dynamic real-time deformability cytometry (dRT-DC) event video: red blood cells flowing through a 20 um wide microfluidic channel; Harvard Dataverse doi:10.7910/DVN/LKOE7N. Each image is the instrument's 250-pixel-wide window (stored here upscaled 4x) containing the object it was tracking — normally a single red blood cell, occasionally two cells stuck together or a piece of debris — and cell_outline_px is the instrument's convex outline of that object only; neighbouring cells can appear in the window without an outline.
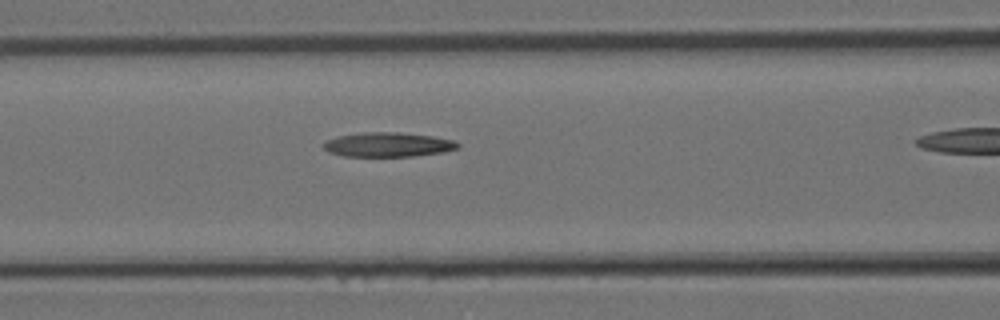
{"species": "Egyptian fruit bat (a non-hibernating species)", "species_latin": "Rousettus aegyptiacus", "temperature_condition": "room temperature", "stored_images_in_passage": 12, "camera_frame_rate_fps": 3000, "um_per_image_px": 0.085, "animal": {"sex": "female"}, "frame": {"image": 1, "passage_image": 9, "time_ms": 2.667, "image_size_px": [1000, 320], "cell_outline_px": [[460, 148], [444, 152], [416, 156], [344, 156], [328, 152], [320, 144], [324, 140], [340, 136], [364, 132], [396, 132], [432, 136], [452, 140], [460, 144]], "centroid_in_image_um": [32.96, 12.3], "position_along_channel_um": 133.6, "area_um2": 19.19}}